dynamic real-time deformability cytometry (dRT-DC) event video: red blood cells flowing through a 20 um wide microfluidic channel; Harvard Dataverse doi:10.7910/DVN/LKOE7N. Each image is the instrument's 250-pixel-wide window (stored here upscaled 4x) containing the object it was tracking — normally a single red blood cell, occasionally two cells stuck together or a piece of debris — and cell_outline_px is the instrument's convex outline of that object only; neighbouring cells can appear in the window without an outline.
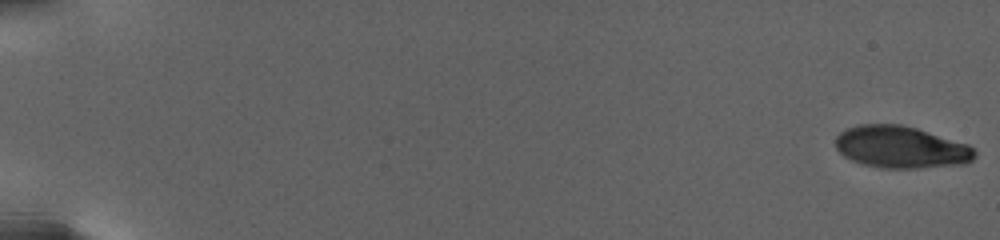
{"species": "human", "species_latin": "Homo sapiens", "temperature_condition": "warm", "stored_images_in_passage": 69, "camera_frame_rate_fps": 3000, "um_per_image_px": 0.085, "donor": {"sex": "female"}, "frame": {"image": 1, "passage_image": 1, "time_ms": 0.0, "image_size_px": [1000, 240], "cell_outline_px": [[976, 156], [972, 160], [964, 164], [920, 168], [880, 168], [864, 164], [852, 160], [844, 156], [836, 148], [836, 136], [840, 132], [856, 124], [900, 124], [916, 128], [968, 144], [976, 152]], "centroid_in_image_um": [76.58, 12.51], "position_along_channel_um": 8.4, "area_um2": 34.1}}
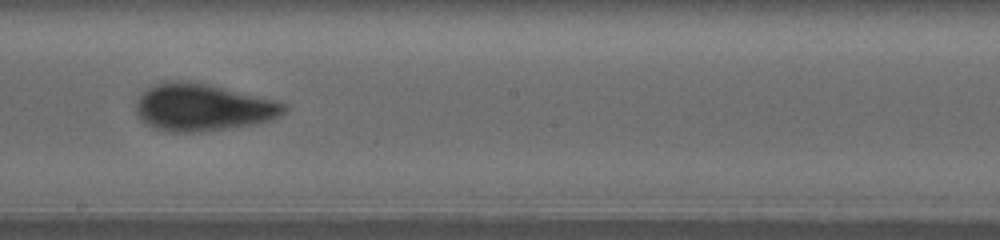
{"frame": {"image": 2, "passage_image": 40, "time_ms": 16.0, "image_size_px": [1000, 240], "cell_outline_px": [[288, 108], [280, 116], [272, 120], [256, 124], [200, 132], [164, 132], [144, 124], [140, 120], [136, 112], [136, 104], [140, 96], [148, 88], [164, 80], [188, 80], [208, 84], [276, 100], [288, 104]], "centroid_in_image_um": [17.23, 9.13], "position_along_channel_um": 231.0, "area_um2": 41.21}}
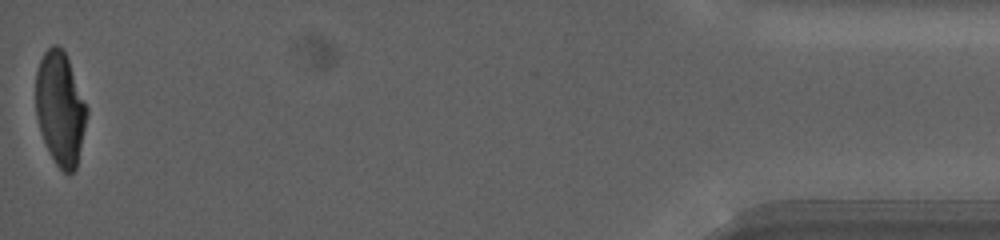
{"frame": {"image": 3, "passage_image": 69, "time_ms": 26.667, "image_size_px": [1000, 240], "cell_outline_px": [[88, 116], [76, 168], [68, 176], [56, 164], [40, 132], [36, 116], [36, 72], [40, 60], [44, 52], [52, 44], [56, 44], [64, 52], [68, 60], [88, 108]], "centroid_in_image_um": [5.12, 9.23], "position_along_channel_um": 430.1, "area_um2": 33.58}, "authors_computed_cell_mechanics": {"area_um2": 37.6856, "velocity_mm_per_s": 2.6373, "shape_relaxation_time_tau1_ms": 5.7787, "shape_relaxation_time_tau2_ms": 1.2864, "deformation_change_tau1": 0.1871, "deformation_change_tau2": 0.0736}}